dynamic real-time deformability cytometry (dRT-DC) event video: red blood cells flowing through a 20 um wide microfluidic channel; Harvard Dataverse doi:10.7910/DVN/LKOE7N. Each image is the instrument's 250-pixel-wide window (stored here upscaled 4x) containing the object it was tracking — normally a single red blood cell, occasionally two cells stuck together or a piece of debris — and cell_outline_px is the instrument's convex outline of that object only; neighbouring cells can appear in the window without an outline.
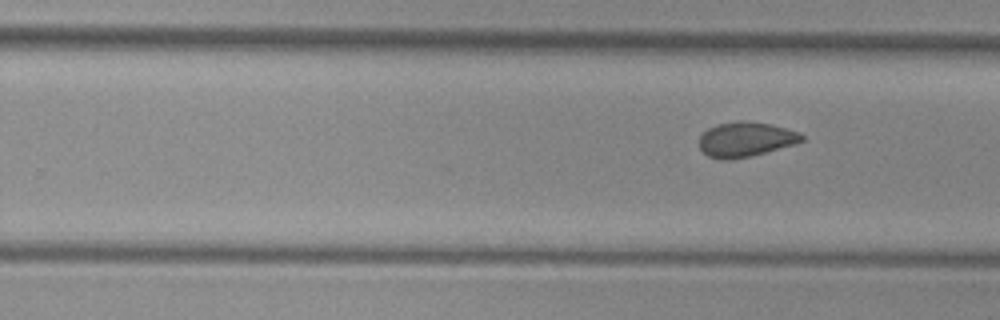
{"species": "common noctule bat (a hibernating species)", "species_latin": "Nyctalus noctula", "temperature_condition": "cold", "stored_images_in_passage": 10, "camera_frame_rate_fps": 3000, "um_per_image_px": 0.085, "animal": {"sex": "female", "body_mass_g": 29.2, "forearm_length_mm": 56.3}, "frame": {"image": 1, "passage_image": 10, "time_ms": 12.0, "image_size_px": [1000, 320], "cell_outline_px": [[804, 140], [796, 144], [752, 156], [732, 160], [720, 160], [708, 156], [700, 148], [700, 136], [708, 128], [716, 124], [740, 120], [772, 124], [800, 132], [804, 136]], "centroid_in_image_um": [63.4, 11.85], "position_along_channel_um": 266.4, "area_um2": 21.04}}